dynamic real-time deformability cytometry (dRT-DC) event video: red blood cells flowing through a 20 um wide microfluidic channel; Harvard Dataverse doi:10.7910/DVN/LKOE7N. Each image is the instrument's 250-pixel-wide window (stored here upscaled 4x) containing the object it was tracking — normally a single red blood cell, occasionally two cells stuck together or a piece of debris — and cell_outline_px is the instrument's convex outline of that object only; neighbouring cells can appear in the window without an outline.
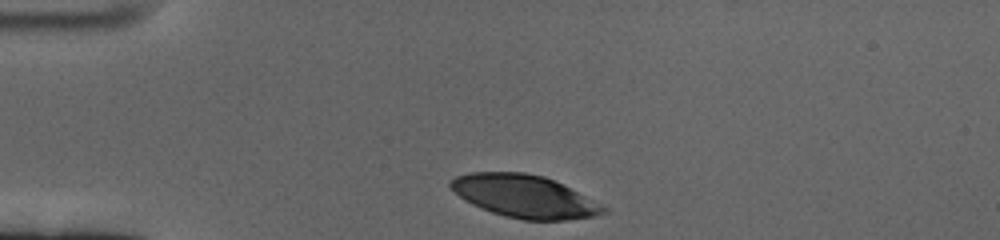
{"species": "human", "species_latin": "Homo sapiens", "temperature_condition": "cold", "stored_images_in_passage": 36, "camera_frame_rate_fps": 3000, "um_per_image_px": 0.085, "donor": {"sex": "female"}, "frame": {"image": 1, "passage_image": 1, "time_ms": 0.0, "image_size_px": [1000, 240], "cell_outline_px": [[608, 212], [596, 216], [568, 220], [524, 220], [504, 216], [480, 208], [464, 200], [448, 184], [456, 176], [472, 172], [524, 172], [544, 176], [604, 204], [608, 208]], "centroid_in_image_um": [44.63, 16.7], "position_along_channel_um": 40.4, "area_um2": 38.03}}
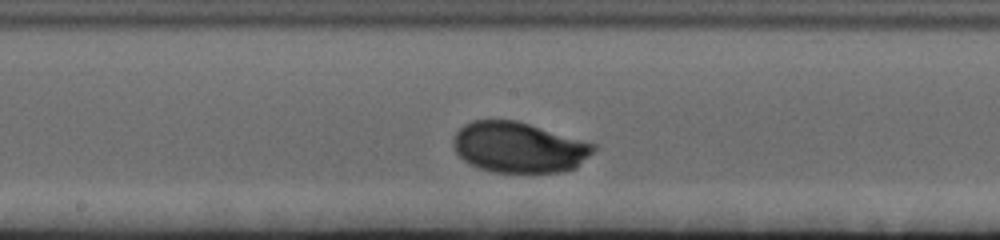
{"frame": {"image": 2, "passage_image": 19, "time_ms": 6.0, "image_size_px": [1000, 240], "cell_outline_px": [[596, 148], [576, 168], [560, 172], [492, 172], [468, 164], [456, 152], [452, 144], [456, 132], [464, 124], [472, 120], [516, 120], [596, 144]], "centroid_in_image_um": [44.08, 12.53], "position_along_channel_um": 204.1, "area_um2": 41.21}}
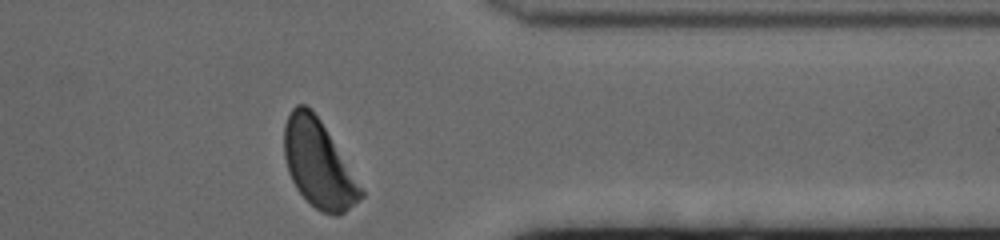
{"frame": {"image": 3, "passage_image": 36, "time_ms": 11.667, "image_size_px": [1000, 240], "cell_outline_px": [[364, 196], [340, 216], [332, 216], [320, 212], [296, 188], [288, 172], [284, 156], [284, 124], [292, 108], [296, 104], [304, 104], [320, 120], [364, 192]], "centroid_in_image_um": [27.04, 13.96], "position_along_channel_um": 384.4, "area_um2": 38.26}, "authors_computed_cell_mechanics": {"area_um2": 40.5178, "velocity_mm_per_s": 3.33, "shape_relaxation_time_tau1_ms": 3.28, "shape_relaxation_time_tau2_ms": null, "deformation_change_tau1": 0.1843, "deformation_change_tau2": null}}